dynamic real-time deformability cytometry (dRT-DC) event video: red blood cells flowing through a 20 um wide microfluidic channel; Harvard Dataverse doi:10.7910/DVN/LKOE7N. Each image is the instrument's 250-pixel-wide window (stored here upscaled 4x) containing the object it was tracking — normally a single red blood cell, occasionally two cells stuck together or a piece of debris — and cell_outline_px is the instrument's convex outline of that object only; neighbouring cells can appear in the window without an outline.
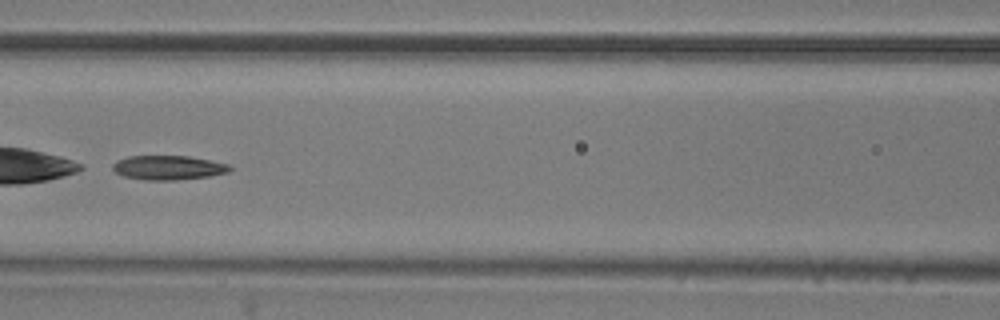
{"species": "common noctule bat (a hibernating species)", "species_latin": "Nyctalus noctula", "temperature_condition": "room temperature", "stored_images_in_passage": 48, "camera_frame_rate_fps": 3000, "um_per_image_px": 0.085, "animal": {"sex": "male", "body_mass_g": 20.5, "forearm_length_mm": 52.5}, "frame": {"image": 1, "passage_image": 22, "time_ms": 7.0, "image_size_px": [1000, 320], "cell_outline_px": [[232, 168], [228, 172], [208, 176], [176, 180], [144, 180], [124, 176], [116, 172], [112, 168], [112, 164], [116, 160], [128, 156], [188, 156], [228, 164]], "centroid_in_image_um": [14.26, 14.25], "position_along_channel_um": 152.3, "area_um2": 16.47}}
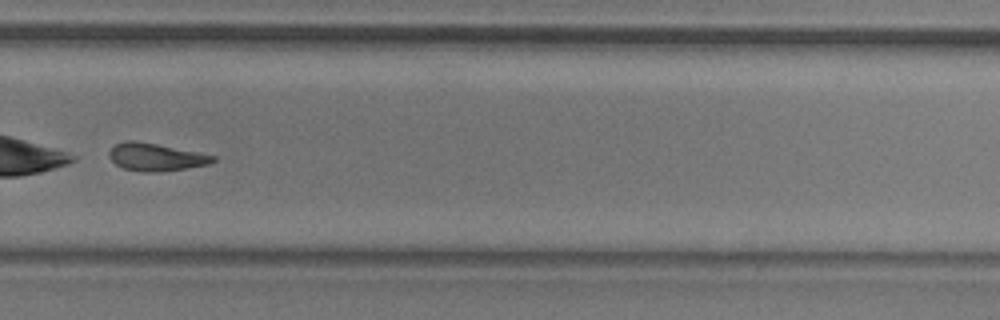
{"frame": {"image": 2, "passage_image": 35, "time_ms": 11.333, "image_size_px": [1000, 320], "cell_outline_px": [[216, 160], [208, 164], [188, 168], [160, 172], [144, 172], [124, 168], [116, 164], [108, 156], [108, 152], [116, 144], [124, 140], [136, 140], [216, 156]], "centroid_in_image_um": [13.22, 13.35], "position_along_channel_um": 316.6, "area_um2": 16.59}}
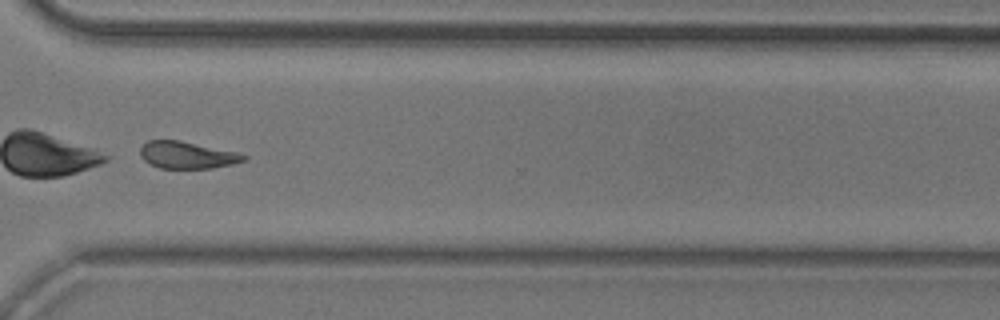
{"frame": {"image": 3, "passage_image": 38, "time_ms": 12.333, "image_size_px": [1000, 320], "cell_outline_px": [[248, 156], [244, 160], [232, 164], [212, 168], [160, 168], [144, 160], [140, 156], [140, 148], [148, 140], [180, 140], [236, 152]], "centroid_in_image_um": [15.88, 13.17], "position_along_channel_um": 354.7, "area_um2": 16.13}}